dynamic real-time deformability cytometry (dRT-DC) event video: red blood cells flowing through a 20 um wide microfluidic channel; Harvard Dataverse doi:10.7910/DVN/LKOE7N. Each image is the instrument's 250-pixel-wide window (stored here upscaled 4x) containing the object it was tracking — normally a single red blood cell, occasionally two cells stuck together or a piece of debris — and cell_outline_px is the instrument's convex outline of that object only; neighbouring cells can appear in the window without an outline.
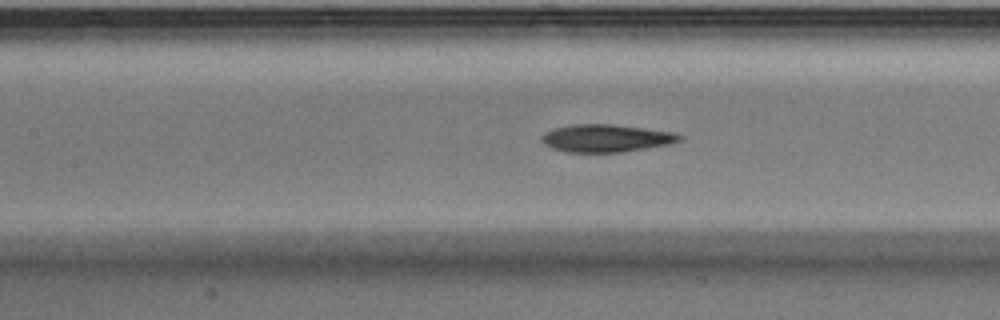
{"species": "Egyptian fruit bat (a non-hibernating species)", "species_latin": "Rousettus aegyptiacus", "temperature_condition": "warm", "stored_images_in_passage": 51, "camera_frame_rate_fps": 3000, "um_per_image_px": 0.085, "animal": {"sex": "male"}, "frame": {"image": 1, "passage_image": 22, "time_ms": 7.0, "image_size_px": [1000, 320], "cell_outline_px": [[684, 136], [680, 140], [672, 144], [620, 152], [568, 152], [552, 148], [544, 144], [540, 140], [540, 136], [544, 132], [552, 128], [572, 124], [612, 124], [676, 132]], "centroid_in_image_um": [51.51, 11.74], "position_along_channel_um": 155.9, "area_um2": 22.43}, "authors_computed_cell_mechanics": {"area_um2": 23.5246, "velocity_mm_per_s": 3.9829, "shape_relaxation_time_tau1_ms": 3.9309, "shape_relaxation_time_tau2_ms": 3.5959, "deformation_change_tau1": 0.1513, "deformation_change_tau2": 0.1477}}